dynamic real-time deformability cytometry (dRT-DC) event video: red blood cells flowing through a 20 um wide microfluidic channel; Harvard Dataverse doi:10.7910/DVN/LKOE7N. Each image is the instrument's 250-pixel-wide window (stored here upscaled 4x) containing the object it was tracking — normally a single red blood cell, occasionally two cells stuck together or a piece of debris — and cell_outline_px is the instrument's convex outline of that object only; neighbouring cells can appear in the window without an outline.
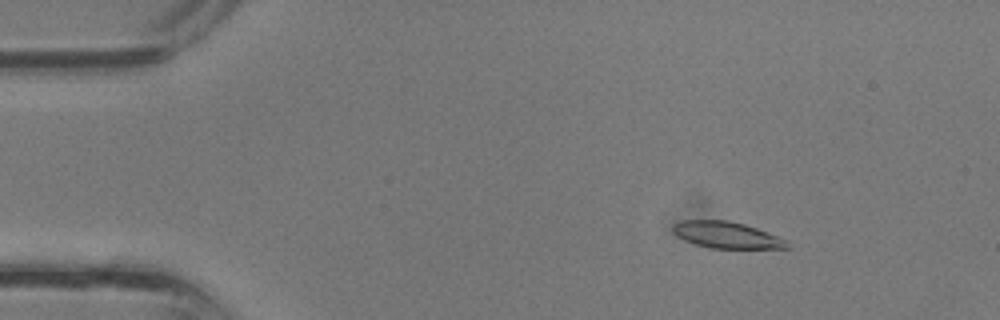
{"species": "common noctule bat (a hibernating species)", "species_latin": "Nyctalus noctula", "temperature_condition": "room temperature", "stored_images_in_passage": 37, "segment_of_instrument_passage": [1, 2], "camera_frame_rate_fps": 3000, "um_per_image_px": 0.085, "animal": {"sex": "male", "body_mass_g": 13.3}, "frame": {"image": 1, "passage_image": 5, "time_ms": 1.333, "image_size_px": [1000, 320], "cell_outline_px": [[792, 248], [712, 248], [696, 244], [684, 240], [676, 236], [672, 232], [672, 224], [680, 220], [728, 220], [744, 224], [768, 232], [788, 240]], "centroid_in_image_um": [61.76, 19.97], "position_along_channel_um": 23.2, "area_um2": 17.8}}
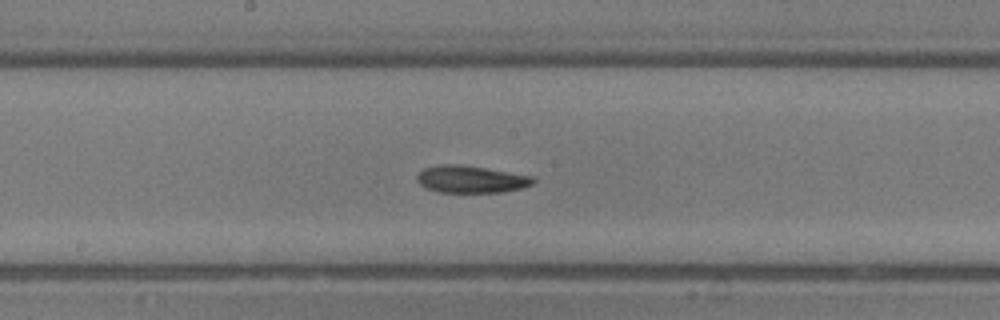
{"frame": {"image": 2, "passage_image": 19, "time_ms": 6.0, "image_size_px": [1000, 320], "cell_outline_px": [[536, 180], [532, 184], [524, 188], [500, 192], [440, 192], [428, 188], [420, 184], [416, 180], [416, 176], [424, 168], [440, 164], [456, 164], [484, 168], [532, 176]], "centroid_in_image_um": [40.03, 15.24], "position_along_channel_um": 208.2, "area_um2": 18.21}}
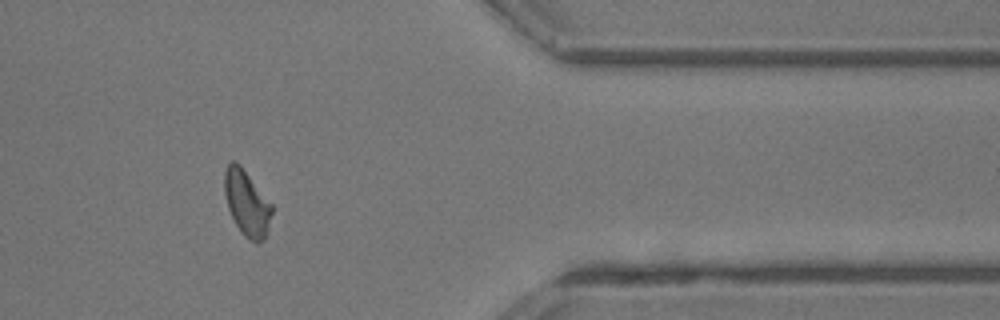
{"frame": {"image": 3, "passage_image": 30, "time_ms": 9.667, "image_size_px": [1000, 320], "cell_outline_px": [[272, 212], [264, 236], [256, 244], [248, 240], [240, 232], [228, 208], [224, 192], [224, 172], [228, 164], [232, 160], [236, 160], [240, 164], [272, 204]], "centroid_in_image_um": [20.95, 17.23], "position_along_channel_um": 390.5, "area_um2": 17.92}}